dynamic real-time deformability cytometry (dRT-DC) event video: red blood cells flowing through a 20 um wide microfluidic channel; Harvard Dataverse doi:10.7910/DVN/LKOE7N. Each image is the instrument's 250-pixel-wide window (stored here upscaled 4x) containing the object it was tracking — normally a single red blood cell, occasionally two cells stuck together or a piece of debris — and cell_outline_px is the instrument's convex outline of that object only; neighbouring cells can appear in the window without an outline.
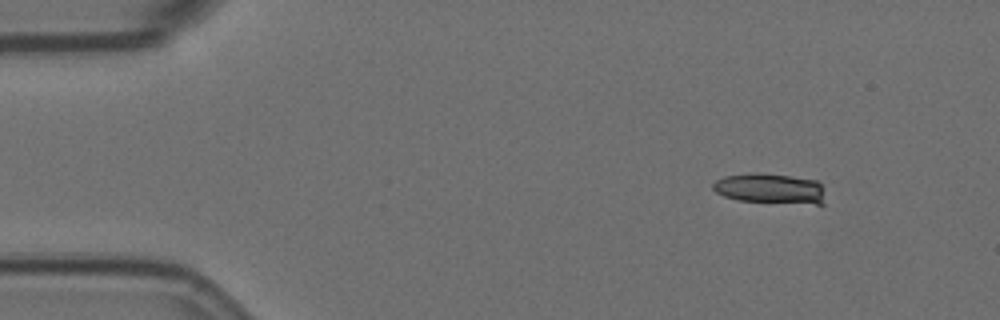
{"species": "Egyptian fruit bat (a non-hibernating species)", "species_latin": "Rousettus aegyptiacus", "temperature_condition": "room temperature", "stored_images_in_passage": 5, "camera_frame_rate_fps": 3000, "um_per_image_px": 0.085, "animal": {"sex": "female"}, "frame": {"image": 1, "passage_image": 1, "time_ms": 0.0, "image_size_px": [1000, 320], "cell_outline_px": [[824, 204], [816, 204], [740, 200], [724, 196], [716, 192], [712, 188], [712, 184], [716, 180], [724, 176], [748, 172], [760, 172], [820, 180]], "centroid_in_image_um": [65.44, 16.0], "position_along_channel_um": 19.6, "area_um2": 19.83}}
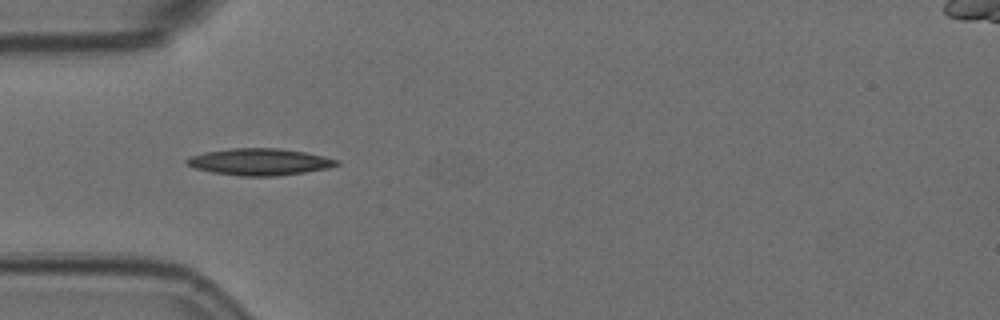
{"frame": {"image": 2, "passage_image": 4, "time_ms": 1.0, "image_size_px": [1000, 320], "cell_outline_px": [[340, 164], [328, 168], [304, 172], [276, 176], [240, 176], [212, 172], [196, 168], [184, 164], [184, 160], [188, 156], [204, 152], [228, 148], [280, 148], [304, 152], [324, 156], [336, 160]], "centroid_in_image_um": [22.0, 13.75], "position_along_channel_um": 63.0, "area_um2": 23.47}}
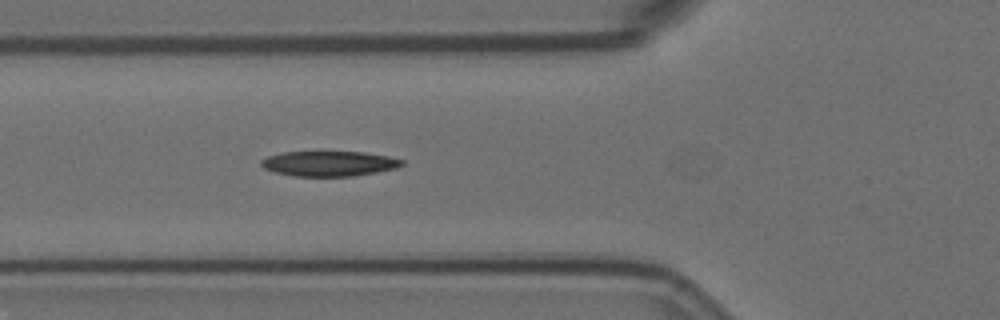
{"frame": {"image": 3, "passage_image": 5, "time_ms": 1.333, "image_size_px": [1000, 320], "cell_outline_px": [[404, 164], [396, 168], [356, 176], [296, 176], [272, 172], [264, 168], [260, 164], [260, 160], [268, 156], [284, 152], [364, 152], [388, 156], [404, 160]], "centroid_in_image_um": [27.97, 13.91], "position_along_channel_um": 97.8, "area_um2": 20.63}}